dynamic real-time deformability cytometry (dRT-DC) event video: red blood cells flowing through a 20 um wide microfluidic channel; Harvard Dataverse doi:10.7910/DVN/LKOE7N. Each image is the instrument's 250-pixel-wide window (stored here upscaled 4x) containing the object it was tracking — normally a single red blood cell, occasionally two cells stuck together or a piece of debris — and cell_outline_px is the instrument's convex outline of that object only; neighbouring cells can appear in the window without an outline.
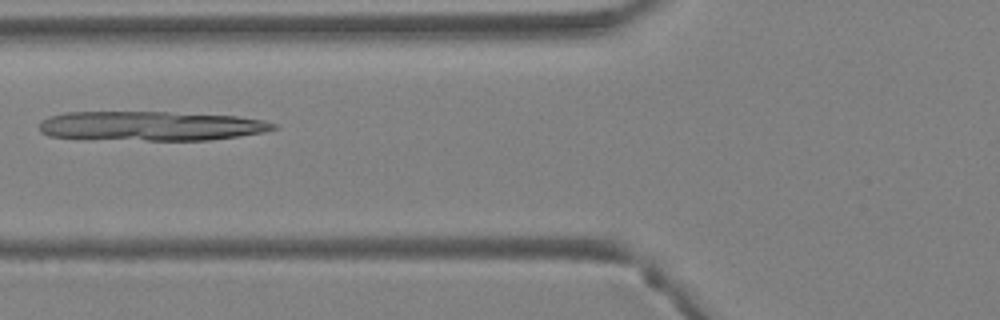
{"species": "Egyptian fruit bat (a non-hibernating species)", "species_latin": "Rousettus aegyptiacus", "temperature_condition": "warm", "stored_images_in_passage": 25, "camera_frame_rate_fps": 3000, "um_per_image_px": 0.085, "animal": {"sex": "female"}, "frame": {"image": 1, "passage_image": 6, "time_ms": 1.667, "image_size_px": [1000, 320], "cell_outline_px": [[276, 128], [260, 132], [236, 136], [208, 140], [144, 140], [52, 136], [40, 132], [40, 124], [48, 116], [68, 112], [168, 112], [236, 116], [264, 120], [276, 124]], "centroid_in_image_um": [12.84, 10.69], "position_along_channel_um": 113.0, "area_um2": 39.48}}
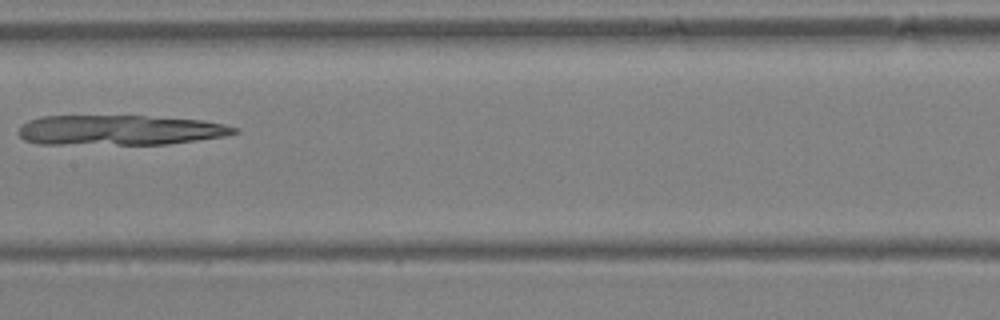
{"frame": {"image": 2, "passage_image": 11, "time_ms": 3.333, "image_size_px": [1000, 320], "cell_outline_px": [[240, 132], [224, 136], [168, 144], [40, 144], [24, 140], [16, 132], [20, 124], [28, 120], [40, 116], [144, 116], [204, 120], [224, 124], [236, 128]], "centroid_in_image_um": [10.12, 11.06], "position_along_channel_um": 197.3, "area_um2": 37.97}}
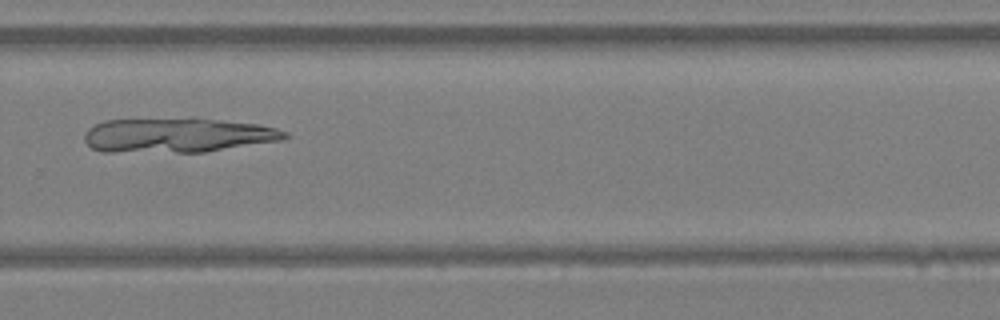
{"frame": {"image": 3, "passage_image": 18, "time_ms": 5.667, "image_size_px": [1000, 320], "cell_outline_px": [[288, 136], [280, 140], [204, 152], [104, 152], [92, 148], [84, 140], [84, 136], [88, 128], [104, 120], [220, 120], [256, 124], [276, 128], [288, 132]], "centroid_in_image_um": [15.05, 11.52], "position_along_channel_um": 314.7, "area_um2": 39.36}}